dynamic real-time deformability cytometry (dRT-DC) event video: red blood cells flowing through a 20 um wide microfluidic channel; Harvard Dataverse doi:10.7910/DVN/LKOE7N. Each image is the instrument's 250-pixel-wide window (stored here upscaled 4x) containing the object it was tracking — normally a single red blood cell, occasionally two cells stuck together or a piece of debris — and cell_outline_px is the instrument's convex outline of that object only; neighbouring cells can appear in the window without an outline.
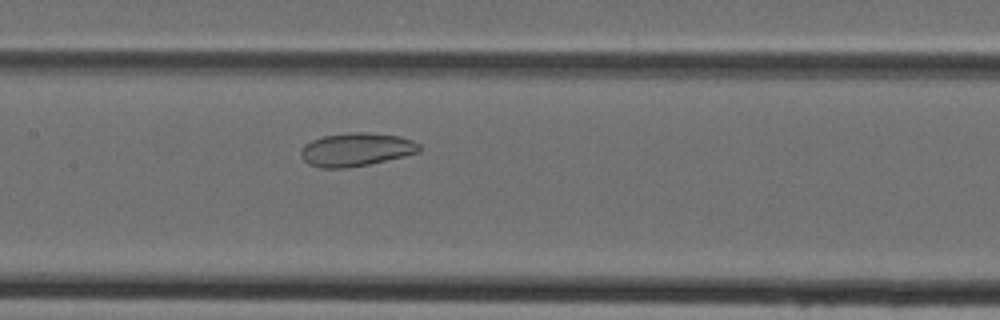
{"species": "Egyptian fruit bat (a non-hibernating species)", "species_latin": "Rousettus aegyptiacus", "temperature_condition": "cold", "stored_images_in_passage": 44, "camera_frame_rate_fps": 3000, "um_per_image_px": 0.085, "animal": {"sex": "female"}, "frame": {"image": 1, "passage_image": 20, "time_ms": 6.333, "image_size_px": [1000, 320], "cell_outline_px": [[420, 152], [404, 156], [368, 164], [348, 168], [320, 168], [308, 164], [304, 160], [300, 152], [304, 144], [312, 140], [324, 136], [352, 132], [368, 132], [400, 136], [412, 140], [420, 144]], "centroid_in_image_um": [30.28, 12.71], "position_along_channel_um": 177.1, "area_um2": 23.0}}
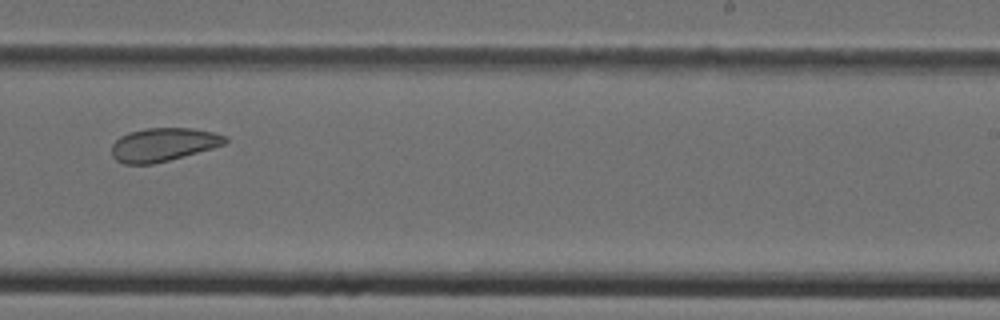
{"frame": {"image": 2, "passage_image": 27, "time_ms": 8.667, "image_size_px": [1000, 320], "cell_outline_px": [[228, 140], [224, 144], [212, 148], [168, 160], [152, 164], [124, 164], [116, 160], [112, 156], [112, 144], [120, 136], [128, 132], [148, 128], [192, 128], [212, 132], [224, 136]], "centroid_in_image_um": [13.83, 12.29], "position_along_channel_um": 275.2, "area_um2": 21.85}}
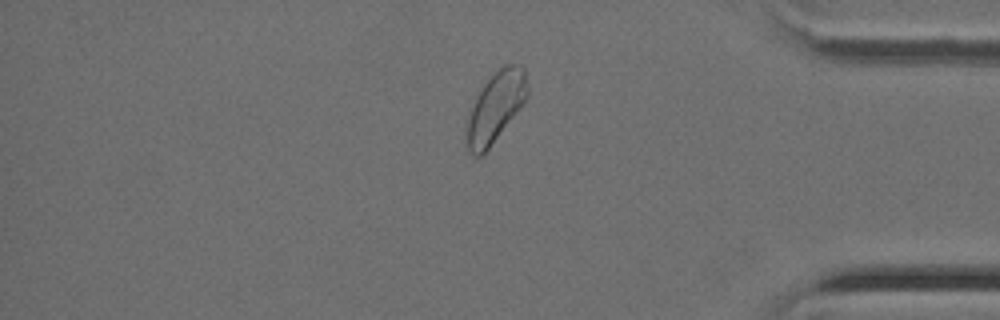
{"frame": {"image": 3, "passage_image": 37, "time_ms": 12.0, "image_size_px": [1000, 320], "cell_outline_px": [[528, 96], [488, 148], [480, 156], [476, 156], [464, 144], [468, 120], [472, 108], [484, 84], [504, 64], [516, 64], [524, 68], [528, 88]], "centroid_in_image_um": [42.13, 9.09], "position_along_channel_um": 393.1, "area_um2": 23.81}}